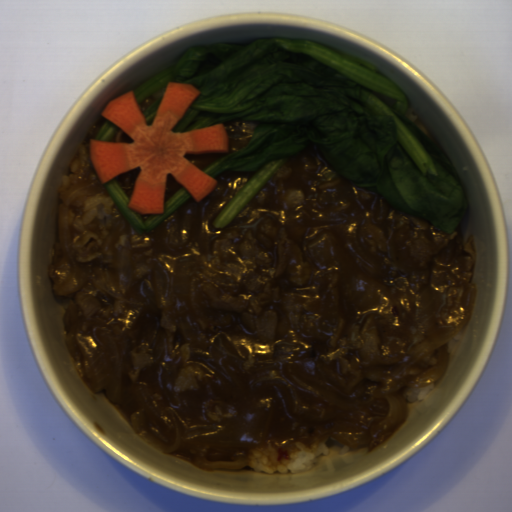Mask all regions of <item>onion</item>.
<instances>
[{
    "instance_id": "obj_1",
    "label": "onion",
    "mask_w": 512,
    "mask_h": 512,
    "mask_svg": "<svg viewBox=\"0 0 512 512\" xmlns=\"http://www.w3.org/2000/svg\"><path fill=\"white\" fill-rule=\"evenodd\" d=\"M477 287H468L464 303V316L458 325L451 329H441L430 326L423 334L424 339L410 347L406 352L414 357L436 353L437 359L431 368L400 379L397 387L388 394L378 398H385L388 405L386 417L382 422L367 427H343L333 431L332 437L348 446H364L369 443L377 433H390L397 429L406 417L408 405L406 398L399 392L406 386H421L439 378L446 370L449 360L448 346L450 341L469 326Z\"/></svg>"
},
{
    "instance_id": "obj_2",
    "label": "onion",
    "mask_w": 512,
    "mask_h": 512,
    "mask_svg": "<svg viewBox=\"0 0 512 512\" xmlns=\"http://www.w3.org/2000/svg\"><path fill=\"white\" fill-rule=\"evenodd\" d=\"M82 353L83 374L94 392L104 390L114 403L124 395V367L118 343L109 326L76 334Z\"/></svg>"
},
{
    "instance_id": "obj_3",
    "label": "onion",
    "mask_w": 512,
    "mask_h": 512,
    "mask_svg": "<svg viewBox=\"0 0 512 512\" xmlns=\"http://www.w3.org/2000/svg\"><path fill=\"white\" fill-rule=\"evenodd\" d=\"M135 397L138 407L130 416L134 433L163 453L177 451L183 442L182 432L169 407L143 383L137 386Z\"/></svg>"
},
{
    "instance_id": "obj_4",
    "label": "onion",
    "mask_w": 512,
    "mask_h": 512,
    "mask_svg": "<svg viewBox=\"0 0 512 512\" xmlns=\"http://www.w3.org/2000/svg\"><path fill=\"white\" fill-rule=\"evenodd\" d=\"M249 447L240 441L220 439L202 446L194 462L204 468L237 470L247 465Z\"/></svg>"
},
{
    "instance_id": "obj_5",
    "label": "onion",
    "mask_w": 512,
    "mask_h": 512,
    "mask_svg": "<svg viewBox=\"0 0 512 512\" xmlns=\"http://www.w3.org/2000/svg\"><path fill=\"white\" fill-rule=\"evenodd\" d=\"M120 266L115 283H111L104 276H97L94 281L97 287L113 298L125 305H148V301L141 294L133 291L132 288V256L131 250H121L119 254Z\"/></svg>"
},
{
    "instance_id": "obj_6",
    "label": "onion",
    "mask_w": 512,
    "mask_h": 512,
    "mask_svg": "<svg viewBox=\"0 0 512 512\" xmlns=\"http://www.w3.org/2000/svg\"><path fill=\"white\" fill-rule=\"evenodd\" d=\"M99 180H85L65 190L58 205V237L60 247L71 268L78 270L79 264L71 250L70 216L69 207L77 198L96 191Z\"/></svg>"
}]
</instances>
